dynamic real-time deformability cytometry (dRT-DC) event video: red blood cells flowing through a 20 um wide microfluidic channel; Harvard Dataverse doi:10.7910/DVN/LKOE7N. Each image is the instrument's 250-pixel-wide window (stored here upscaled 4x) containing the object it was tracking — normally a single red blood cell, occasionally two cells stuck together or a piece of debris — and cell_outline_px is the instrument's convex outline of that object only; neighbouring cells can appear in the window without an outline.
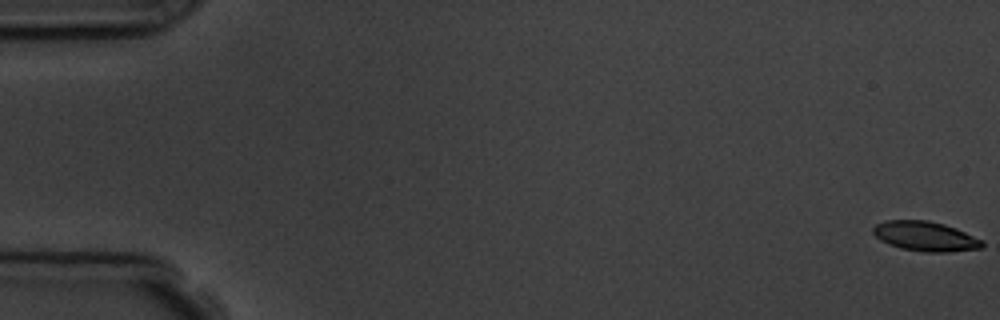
{"species": "common noctule bat (a hibernating species)", "species_latin": "Nyctalus noctula", "temperature_condition": "room temperature", "stored_images_in_passage": 6, "camera_frame_rate_fps": 3000, "um_per_image_px": 0.085, "animal": {"sex": "male", "body_mass_g": 19.5, "forearm_length_mm": 54.6}, "frame": {"image": 1, "passage_image": 1, "time_ms": 0.0, "image_size_px": [1000, 320], "cell_outline_px": [[984, 244], [980, 248], [948, 252], [924, 252], [900, 248], [888, 244], [880, 240], [872, 232], [872, 228], [876, 224], [884, 220], [928, 220], [944, 224], [956, 228], [984, 240]], "centroid_in_image_um": [78.64, 20.08], "position_along_channel_um": 6.4, "area_um2": 19.02}}
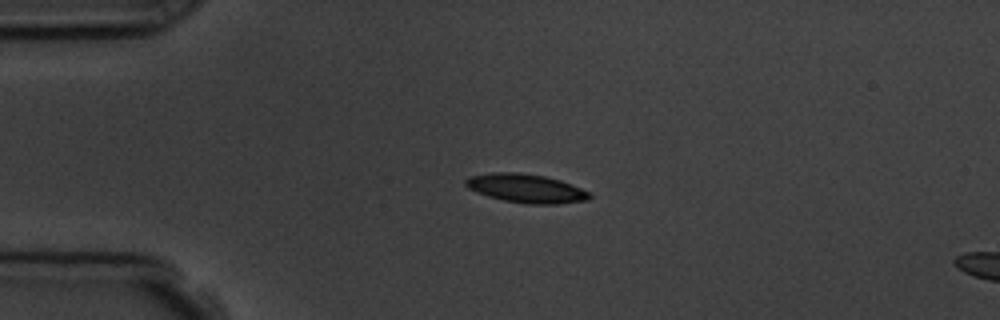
{"frame": {"image": 2, "passage_image": 5, "time_ms": 4.333, "image_size_px": [1000, 320], "cell_outline_px": [[592, 196], [588, 200], [556, 204], [524, 204], [504, 200], [488, 196], [476, 192], [468, 188], [464, 184], [464, 180], [468, 176], [492, 172], [520, 172], [544, 176], [560, 180], [572, 184], [588, 192]], "centroid_in_image_um": [44.68, 16.0], "position_along_channel_um": 40.3, "area_um2": 20.87}}